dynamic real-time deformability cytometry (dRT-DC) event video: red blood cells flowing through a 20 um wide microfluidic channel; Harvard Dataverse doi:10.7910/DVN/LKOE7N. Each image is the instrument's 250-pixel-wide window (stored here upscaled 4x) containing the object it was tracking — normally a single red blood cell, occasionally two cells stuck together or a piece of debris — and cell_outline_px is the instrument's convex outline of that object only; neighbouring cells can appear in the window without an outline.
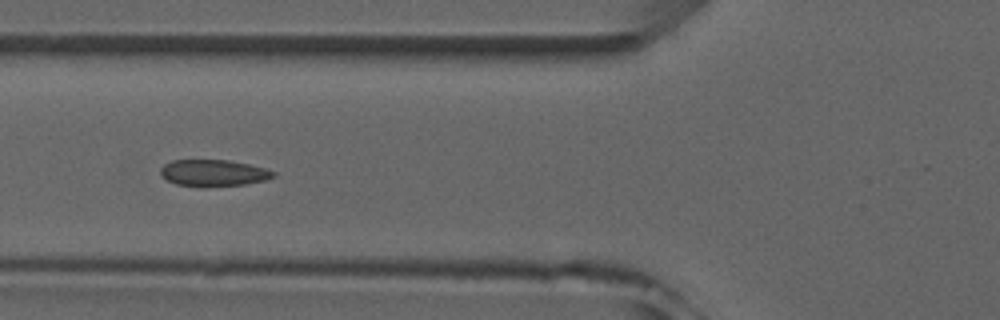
{"species": "common noctule bat (a hibernating species)", "species_latin": "Nyctalus noctula", "temperature_condition": "room temperature", "stored_images_in_passage": 9, "camera_frame_rate_fps": 3000, "um_per_image_px": 0.085, "animal": {"sex": "male", "forearm_length_mm": 52.5}, "frame": {"image": 1, "passage_image": 6, "time_ms": 6.333, "image_size_px": [1000, 320], "cell_outline_px": [[276, 176], [264, 180], [244, 184], [208, 188], [200, 188], [176, 184], [160, 176], [160, 168], [164, 164], [172, 160], [228, 160], [248, 164], [264, 168], [276, 172]], "centroid_in_image_um": [18.1, 14.72], "position_along_channel_um": 107.7, "area_um2": 17.8}}
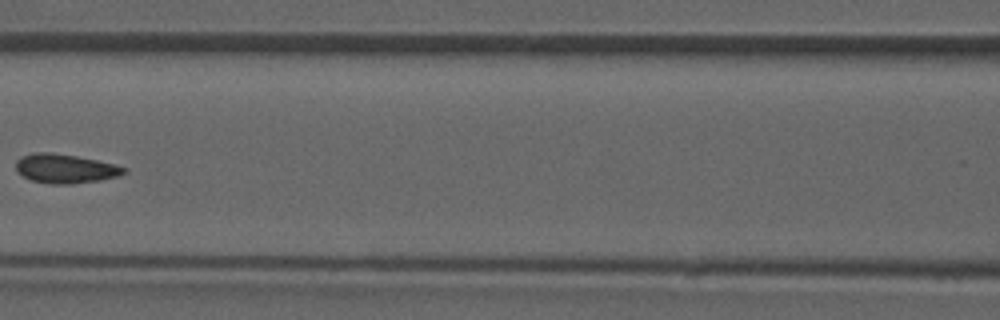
{"frame": {"image": 2, "passage_image": 7, "time_ms": 7.667, "image_size_px": [1000, 320], "cell_outline_px": [[128, 172], [116, 176], [100, 180], [72, 184], [52, 184], [32, 180], [24, 176], [16, 168], [16, 160], [20, 156], [32, 152], [52, 152], [76, 156], [116, 164], [128, 168]], "centroid_in_image_um": [5.56, 14.32], "position_along_channel_um": 161.0, "area_um2": 18.38}}